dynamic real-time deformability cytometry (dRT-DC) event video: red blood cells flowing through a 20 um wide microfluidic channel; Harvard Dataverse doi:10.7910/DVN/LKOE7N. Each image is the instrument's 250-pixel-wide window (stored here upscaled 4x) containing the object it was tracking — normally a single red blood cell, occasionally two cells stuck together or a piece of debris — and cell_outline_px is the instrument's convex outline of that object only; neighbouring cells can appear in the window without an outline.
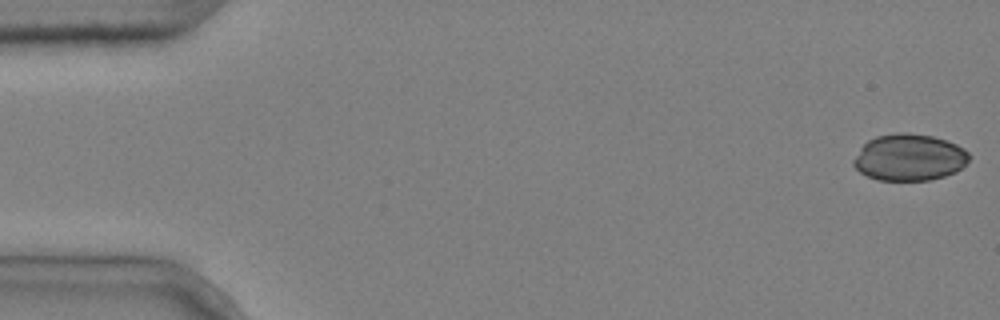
{"species": "common noctule bat (a hibernating species)", "species_latin": "Nyctalus noctula", "temperature_condition": "cold", "stored_images_in_passage": 6, "segment_of_instrument_passage": [2, 2], "camera_frame_rate_fps": 3000, "um_per_image_px": 0.085, "animal": {"sex": "male", "body_mass_g": 20.4}, "frame": {"image": 1, "passage_image": 6, "time_ms": 1.667, "image_size_px": [1000, 320], "cell_outline_px": [[972, 156], [956, 172], [944, 176], [928, 180], [876, 180], [860, 172], [852, 164], [852, 160], [860, 148], [868, 140], [876, 136], [896, 132], [908, 132], [932, 136], [956, 144], [964, 148]], "centroid_in_image_um": [77.27, 13.37], "position_along_channel_um": 7.7, "area_um2": 31.56}}